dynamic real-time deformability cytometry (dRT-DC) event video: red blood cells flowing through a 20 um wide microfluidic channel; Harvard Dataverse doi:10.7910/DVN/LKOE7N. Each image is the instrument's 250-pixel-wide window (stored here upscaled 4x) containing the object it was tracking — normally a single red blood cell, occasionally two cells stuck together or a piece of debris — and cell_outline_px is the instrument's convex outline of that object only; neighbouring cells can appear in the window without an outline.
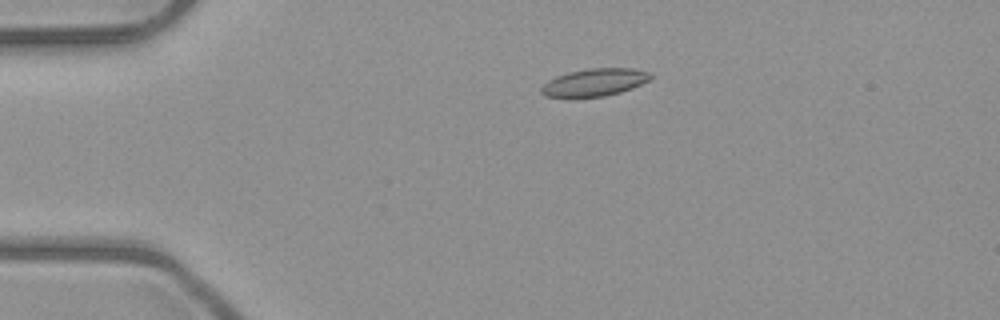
{"species": "common noctule bat (a hibernating species)", "species_latin": "Nyctalus noctula", "temperature_condition": "room temperature", "stored_images_in_passage": 3, "camera_frame_rate_fps": 3000, "um_per_image_px": 0.085, "animal": {"sex": "male", "body_mass_g": 23.1, "forearm_length_mm": 52.7}, "frame": {"image": 1, "passage_image": 1, "time_ms": 0.0, "image_size_px": [1000, 320], "cell_outline_px": [[652, 76], [648, 80], [632, 88], [620, 92], [604, 96], [544, 96], [540, 92], [540, 88], [548, 80], [556, 76], [568, 72], [588, 68], [632, 68], [648, 72]], "centroid_in_image_um": [50.51, 6.98], "position_along_channel_um": 34.5, "area_um2": 17.22}}
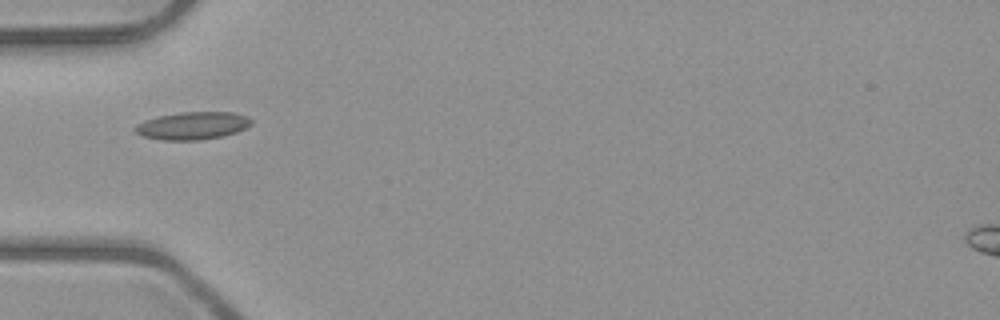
{"frame": {"image": 2, "passage_image": 3, "time_ms": 2.0, "image_size_px": [1000, 320], "cell_outline_px": [[252, 124], [236, 132], [220, 136], [196, 140], [160, 140], [144, 136], [136, 132], [132, 128], [136, 124], [144, 120], [156, 116], [180, 112], [232, 112], [244, 116], [252, 120]], "centroid_in_image_um": [16.3, 10.67], "position_along_channel_um": 68.7, "area_um2": 18.61}}